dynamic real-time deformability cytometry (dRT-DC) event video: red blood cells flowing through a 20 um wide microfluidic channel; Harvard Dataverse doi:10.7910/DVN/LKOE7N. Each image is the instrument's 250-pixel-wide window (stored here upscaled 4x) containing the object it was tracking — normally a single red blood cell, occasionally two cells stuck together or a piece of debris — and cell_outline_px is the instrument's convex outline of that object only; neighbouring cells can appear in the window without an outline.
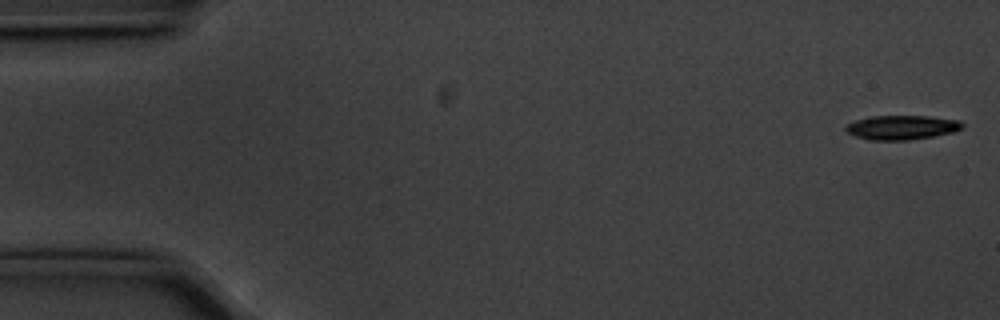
{"species": "common noctule bat (a hibernating species)", "species_latin": "Nyctalus noctula", "temperature_condition": "cold", "stored_images_in_passage": 55, "camera_frame_rate_fps": 3000, "um_per_image_px": 0.085, "animal": {"sex": "male", "body_mass_g": 20.1, "forearm_length_mm": 53.5}, "frame": {"image": 1, "passage_image": 1, "time_ms": 0.0, "image_size_px": [1000, 320], "cell_outline_px": [[964, 124], [960, 128], [952, 132], [932, 136], [908, 140], [868, 140], [856, 136], [848, 132], [844, 128], [848, 124], [856, 120], [872, 116], [928, 116], [960, 120]], "centroid_in_image_um": [76.64, 10.83], "position_along_channel_um": 8.4, "area_um2": 16.3}}
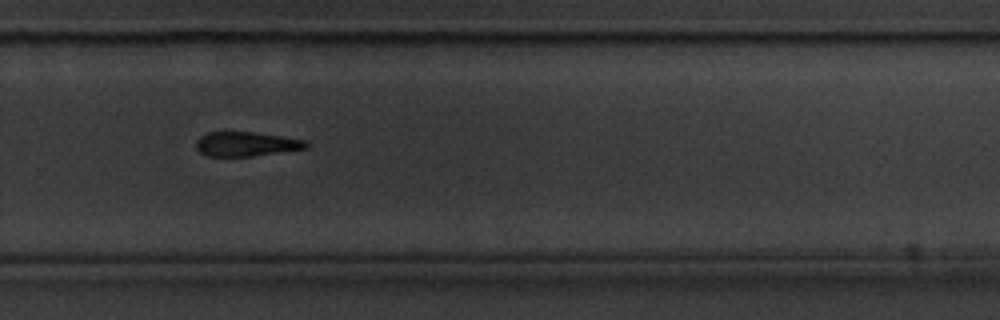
{"frame": {"image": 2, "passage_image": 37, "time_ms": 12.0, "image_size_px": [1000, 320], "cell_outline_px": [[308, 148], [252, 156], [208, 156], [200, 152], [196, 148], [196, 140], [200, 136], [208, 132], [252, 132], [280, 136], [304, 140], [308, 144]], "centroid_in_image_um": [20.89, 12.24], "position_along_channel_um": 308.9, "area_um2": 15.49}}
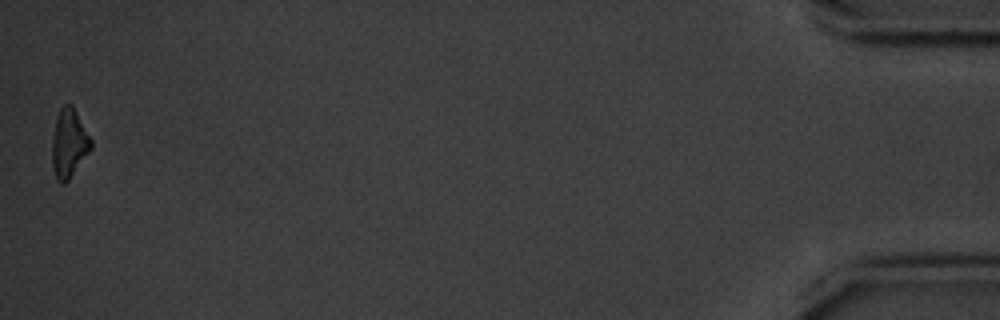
{"frame": {"image": 3, "passage_image": 55, "time_ms": 18.0, "image_size_px": [1000, 320], "cell_outline_px": [[92, 148], [68, 180], [64, 184], [60, 184], [56, 180], [52, 168], [52, 136], [56, 116], [60, 108], [64, 104], [72, 104], [92, 140]], "centroid_in_image_um": [5.84, 12.19], "position_along_channel_um": 429.4, "area_um2": 15.72}, "authors_computed_cell_mechanics": {"area_um2": 16.9354, "velocity_mm_per_s": 3.5753, "shape_relaxation_time_tau1_ms": 2.231, "shape_relaxation_time_tau2_ms": null, "deformation_change_tau1": 0.0949, "deformation_change_tau2": null}}